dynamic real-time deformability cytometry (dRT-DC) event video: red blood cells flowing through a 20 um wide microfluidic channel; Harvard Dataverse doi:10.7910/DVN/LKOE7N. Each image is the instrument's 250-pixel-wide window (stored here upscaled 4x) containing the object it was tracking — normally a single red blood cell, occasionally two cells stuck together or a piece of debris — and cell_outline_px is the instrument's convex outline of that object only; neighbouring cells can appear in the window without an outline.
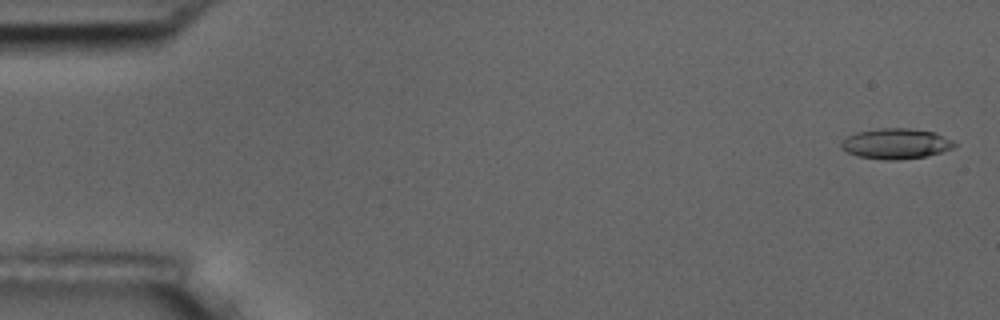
{"species": "common noctule bat (a hibernating species)", "species_latin": "Nyctalus noctula", "temperature_condition": "room temperature", "stored_images_in_passage": 57, "camera_frame_rate_fps": 3000, "um_per_image_px": 0.085, "animal": {"sex": "male", "body_mass_g": 17.5, "forearm_length_mm": 52.3}, "frame": {"image": 1, "passage_image": 2, "time_ms": 0.333, "image_size_px": [1000, 320], "cell_outline_px": [[956, 144], [952, 148], [940, 152], [924, 156], [900, 160], [888, 160], [856, 156], [840, 148], [840, 144], [848, 136], [856, 132], [880, 128], [908, 128], [936, 132], [952, 140]], "centroid_in_image_um": [76.14, 12.21], "position_along_channel_um": 8.9, "area_um2": 20.0}}
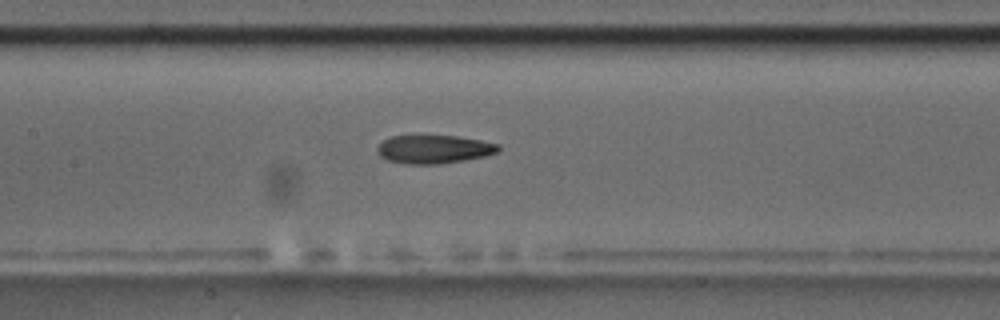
{"frame": {"image": 2, "passage_image": 27, "time_ms": 8.667, "image_size_px": [1000, 320], "cell_outline_px": [[500, 152], [484, 156], [464, 160], [440, 164], [404, 164], [388, 160], [380, 156], [376, 152], [376, 148], [384, 140], [392, 136], [456, 136], [480, 140], [500, 144]], "centroid_in_image_um": [36.89, 12.69], "position_along_channel_um": 170.5, "area_um2": 20.06}}
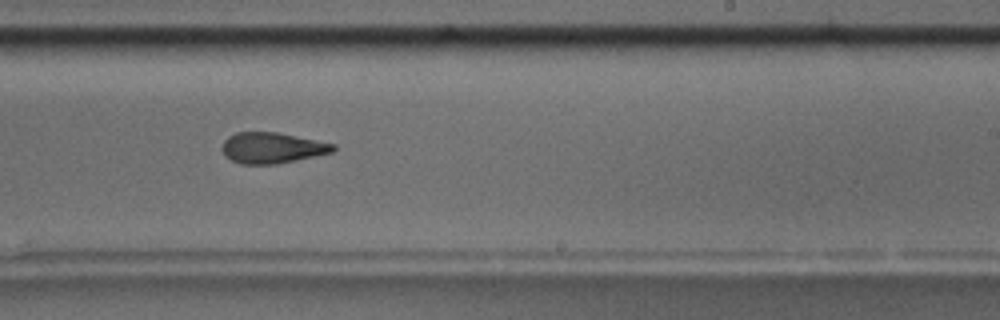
{"frame": {"image": 3, "passage_image": 35, "time_ms": 11.333, "image_size_px": [1000, 320], "cell_outline_px": [[336, 148], [332, 152], [276, 164], [240, 164], [224, 156], [220, 148], [224, 140], [228, 136], [236, 132], [276, 132], [336, 144]], "centroid_in_image_um": [23.07, 12.56], "position_along_channel_um": 265.9, "area_um2": 19.94}, "authors_computed_cell_mechanics": {"area_um2": 20.2878, "velocity_mm_per_s": 3.5948, "shape_relaxation_time_tau1_ms": 7.589, "shape_relaxation_time_tau2_ms": 3.0909, "deformation_change_tau1": 0.23, "deformation_change_tau2": 0.1326}}